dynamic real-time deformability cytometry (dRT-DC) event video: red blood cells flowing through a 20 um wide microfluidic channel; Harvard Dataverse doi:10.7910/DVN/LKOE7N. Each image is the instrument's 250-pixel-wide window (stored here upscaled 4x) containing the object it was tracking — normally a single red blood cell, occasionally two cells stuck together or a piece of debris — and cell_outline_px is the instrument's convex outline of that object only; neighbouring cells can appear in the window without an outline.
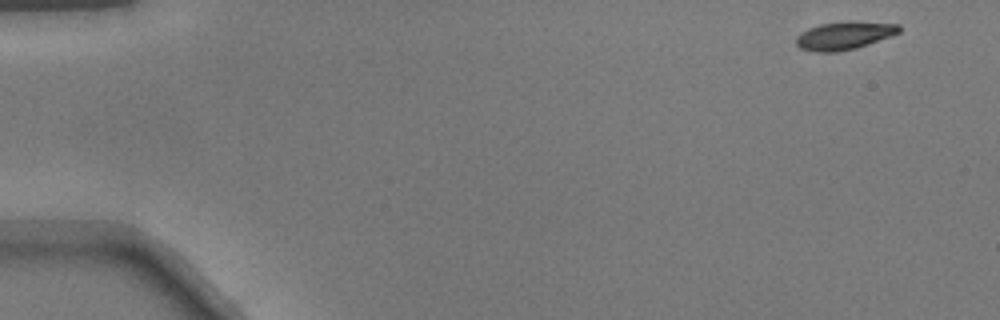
{"species": "common noctule bat (a hibernating species)", "species_latin": "Nyctalus noctula", "temperature_condition": "warm", "stored_images_in_passage": 48, "camera_frame_rate_fps": 3000, "um_per_image_px": 0.085, "animal": {"sex": "male", "body_mass_g": 17.9}, "frame": {"image": 1, "passage_image": 1, "time_ms": 0.0, "image_size_px": [1000, 320], "cell_outline_px": [[900, 32], [856, 48], [836, 52], [816, 52], [800, 48], [796, 44], [796, 36], [800, 32], [808, 28], [820, 24], [848, 20], [852, 20], [900, 24]], "centroid_in_image_um": [71.74, 3.0], "position_along_channel_um": 13.3, "area_um2": 16.94}}
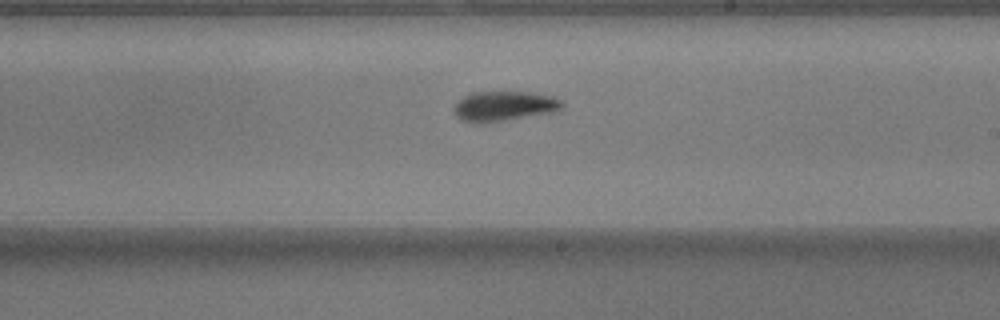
{"frame": {"image": 2, "passage_image": 28, "time_ms": 9.0, "image_size_px": [1000, 320], "cell_outline_px": [[564, 108], [556, 112], [508, 120], [480, 124], [472, 124], [460, 120], [456, 116], [456, 104], [464, 96], [472, 92], [532, 92], [552, 96], [560, 100], [564, 104]], "centroid_in_image_um": [42.89, 9.04], "position_along_channel_um": 246.1, "area_um2": 19.13}}
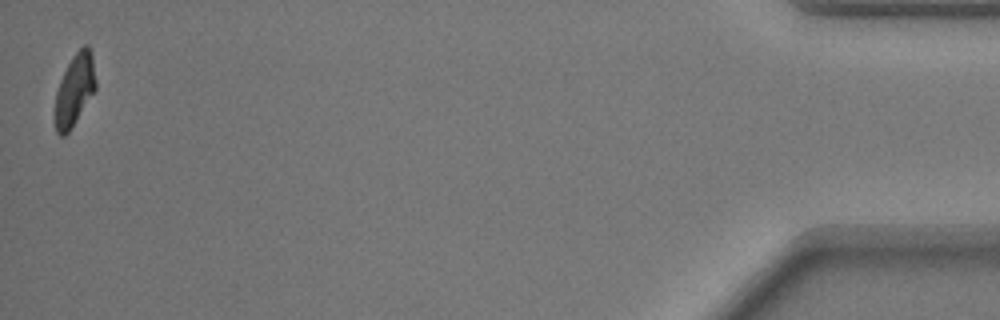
{"frame": {"image": 3, "passage_image": 48, "time_ms": 15.667, "image_size_px": [1000, 320], "cell_outline_px": [[96, 88], [68, 132], [64, 136], [60, 136], [56, 132], [56, 92], [60, 80], [72, 56], [84, 44], [88, 44], [92, 56], [96, 80]], "centroid_in_image_um": [6.35, 7.59], "position_along_channel_um": 428.8, "area_um2": 16.53}}